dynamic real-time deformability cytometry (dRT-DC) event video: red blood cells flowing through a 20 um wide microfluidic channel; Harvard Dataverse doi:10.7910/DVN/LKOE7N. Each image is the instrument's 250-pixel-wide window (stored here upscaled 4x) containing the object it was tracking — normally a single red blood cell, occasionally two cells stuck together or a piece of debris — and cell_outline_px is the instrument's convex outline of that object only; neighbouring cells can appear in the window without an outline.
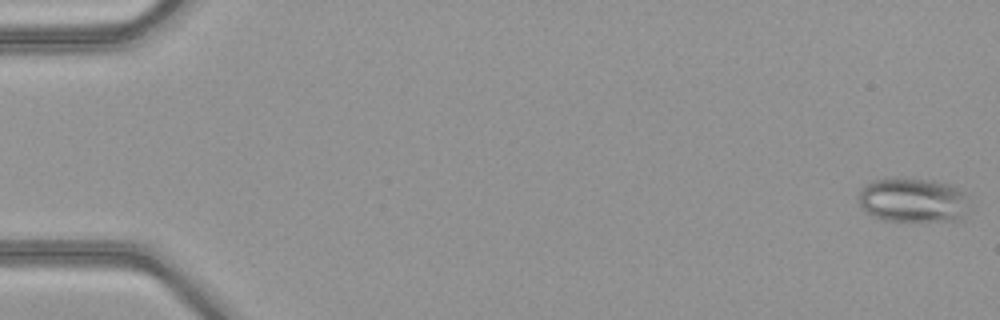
{"species": "common noctule bat (a hibernating species)", "species_latin": "Nyctalus noctula", "temperature_condition": "warm", "stored_images_in_passage": 50, "camera_frame_rate_fps": 3000, "um_per_image_px": 0.085, "animal": {"sex": "female", "body_mass_g": 21.9}, "frame": {"image": 1, "passage_image": 1, "time_ms": 0.0, "image_size_px": [1000, 320], "cell_outline_px": [[972, 208], [964, 220], [880, 220], [872, 216], [860, 204], [860, 188], [872, 180], [896, 176], [936, 180], [952, 184], [960, 188], [964, 192]], "centroid_in_image_um": [77.69, 16.98], "position_along_channel_um": 7.3, "area_um2": 29.59}}
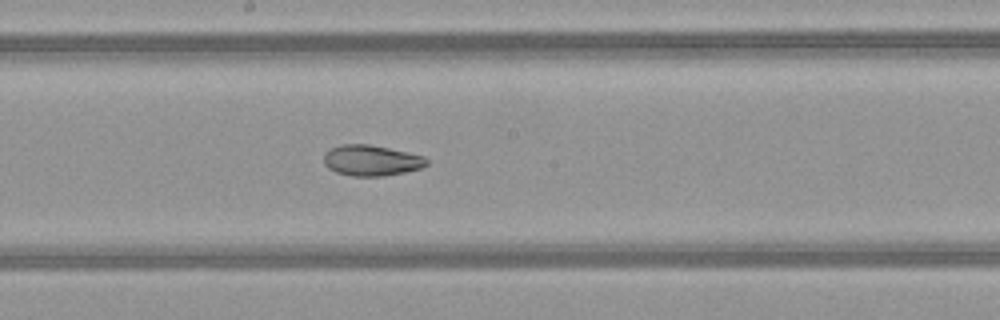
{"frame": {"image": 2, "passage_image": 28, "time_ms": 9.0, "image_size_px": [1000, 320], "cell_outline_px": [[428, 164], [420, 168], [404, 172], [384, 176], [352, 176], [336, 172], [328, 168], [324, 164], [324, 152], [328, 148], [344, 144], [368, 144], [408, 152], [424, 156], [428, 160]], "centroid_in_image_um": [31.54, 13.63], "position_along_channel_um": 216.7, "area_um2": 18.5}}
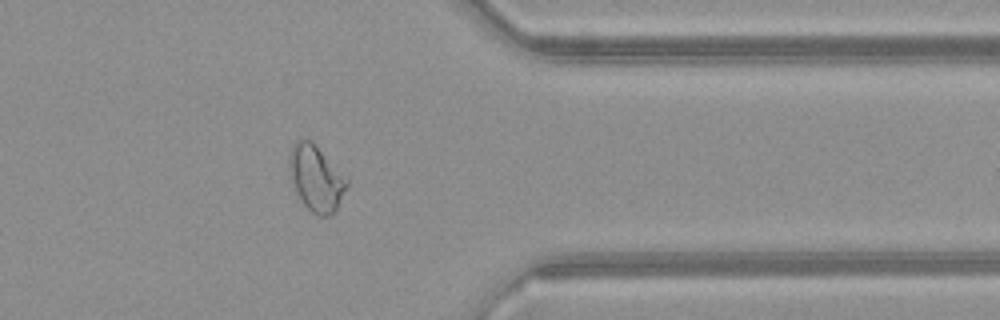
{"frame": {"image": 3, "passage_image": 41, "time_ms": 13.333, "image_size_px": [1000, 320], "cell_outline_px": [[348, 184], [336, 212], [332, 216], [316, 216], [304, 204], [288, 172], [288, 156], [296, 140], [300, 136], [304, 136], [312, 140], [348, 180]], "centroid_in_image_um": [26.86, 15.12], "position_along_channel_um": 384.5, "area_um2": 22.2}, "authors_computed_cell_mechanics": {"area_um2": 23.0622, "velocity_mm_per_s": 4.1318, "shape_relaxation_time_tau1_ms": null, "shape_relaxation_time_tau2_ms": 3.2071, "deformation_change_tau1": null, "deformation_change_tau2": 0.0851}}